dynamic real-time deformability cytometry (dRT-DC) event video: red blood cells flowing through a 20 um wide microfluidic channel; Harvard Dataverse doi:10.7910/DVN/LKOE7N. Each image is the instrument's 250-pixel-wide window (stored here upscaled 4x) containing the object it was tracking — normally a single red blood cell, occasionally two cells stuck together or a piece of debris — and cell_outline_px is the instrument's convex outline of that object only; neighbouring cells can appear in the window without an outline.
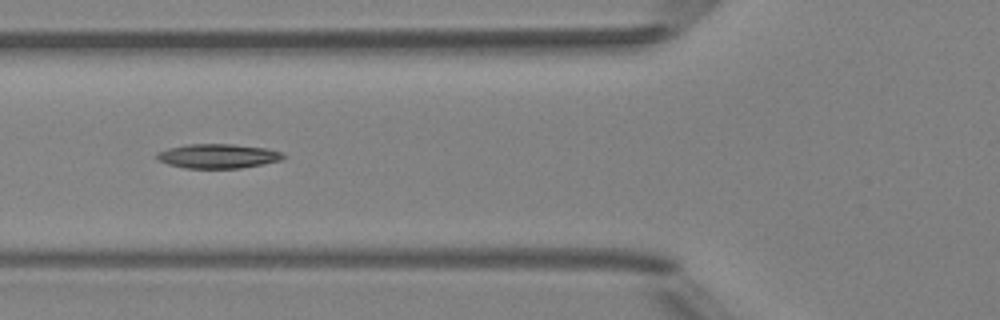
{"species": "Egyptian fruit bat (a non-hibernating species)", "species_latin": "Rousettus aegyptiacus", "temperature_condition": "room temperature", "stored_images_in_passage": 6, "camera_frame_rate_fps": 3000, "um_per_image_px": 0.085, "animal": {"sex": "female"}, "frame": {"image": 1, "passage_image": 5, "time_ms": 5.667, "image_size_px": [1000, 320], "cell_outline_px": [[288, 156], [280, 160], [240, 168], [184, 168], [168, 164], [160, 160], [156, 156], [156, 152], [168, 148], [188, 144], [232, 144], [264, 148], [280, 152]], "centroid_in_image_um": [18.5, 13.26], "position_along_channel_um": 107.3, "area_um2": 17.74}}
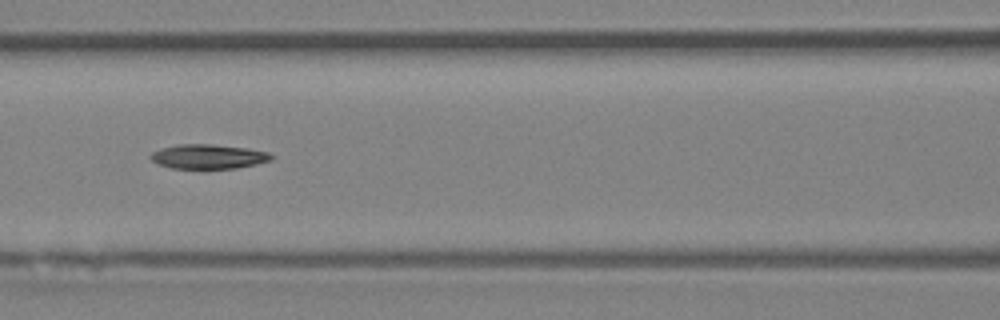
{"frame": {"image": 2, "passage_image": 6, "time_ms": 6.667, "image_size_px": [1000, 320], "cell_outline_px": [[276, 156], [272, 160], [256, 164], [236, 168], [172, 168], [160, 164], [152, 160], [148, 156], [152, 152], [160, 148], [180, 144], [212, 144], [248, 148], [268, 152]], "centroid_in_image_um": [17.74, 13.3], "position_along_channel_um": 148.9, "area_um2": 17.22}}